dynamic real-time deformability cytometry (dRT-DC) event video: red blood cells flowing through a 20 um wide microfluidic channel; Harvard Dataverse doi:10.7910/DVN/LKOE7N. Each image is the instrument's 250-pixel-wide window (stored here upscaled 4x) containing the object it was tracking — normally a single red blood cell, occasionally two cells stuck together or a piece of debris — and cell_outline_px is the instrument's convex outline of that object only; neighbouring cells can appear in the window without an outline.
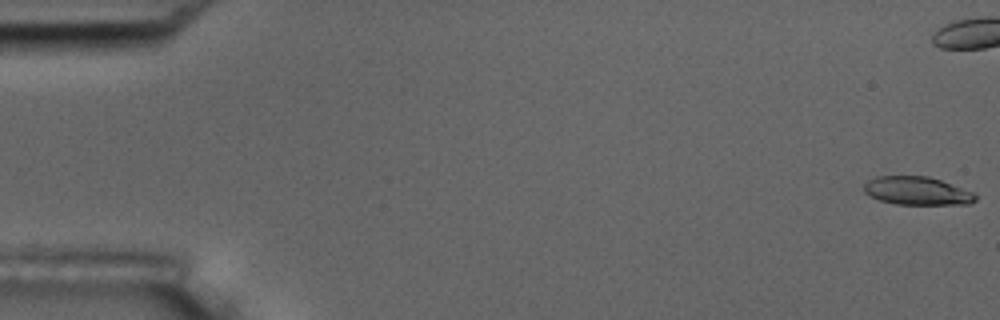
{"species": "common noctule bat (a hibernating species)", "species_latin": "Nyctalus noctula", "temperature_condition": "room temperature", "stored_images_in_passage": 7, "camera_frame_rate_fps": 3000, "um_per_image_px": 0.085, "animal": {"sex": "male", "body_mass_g": 17.5, "forearm_length_mm": 52.3}, "frame": {"image": 1, "passage_image": 1, "time_ms": 0.0, "image_size_px": [1000, 320], "cell_outline_px": [[976, 200], [968, 204], [896, 204], [880, 200], [864, 192], [864, 184], [868, 180], [876, 176], [928, 176], [976, 192]], "centroid_in_image_um": [77.98, 16.22], "position_along_channel_um": 7.0, "area_um2": 18.32}}